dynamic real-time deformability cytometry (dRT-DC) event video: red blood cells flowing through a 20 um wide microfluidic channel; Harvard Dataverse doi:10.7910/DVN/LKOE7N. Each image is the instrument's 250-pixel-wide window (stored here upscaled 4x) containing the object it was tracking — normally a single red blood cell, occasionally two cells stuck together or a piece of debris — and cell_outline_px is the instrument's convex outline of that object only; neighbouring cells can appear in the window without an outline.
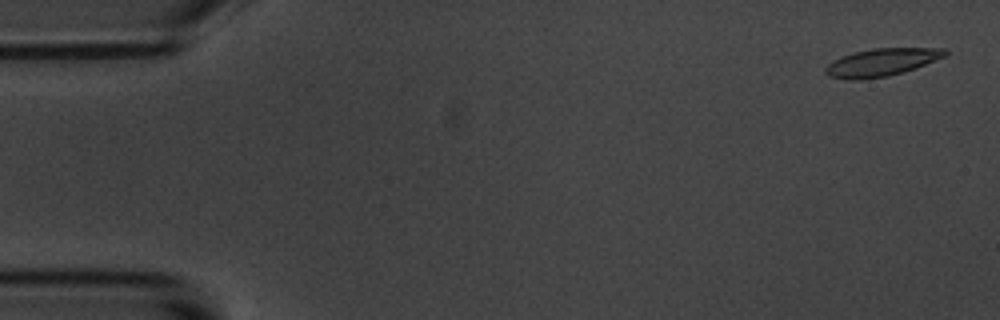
{"species": "common noctule bat (a hibernating species)", "species_latin": "Nyctalus noctula", "temperature_condition": "room temperature", "stored_images_in_passage": 15, "camera_frame_rate_fps": 3000, "um_per_image_px": 0.085, "animal": {"sex": "male", "body_mass_g": 20.1, "forearm_length_mm": 53.5}, "frame": {"image": 1, "passage_image": 1, "time_ms": 0.0, "image_size_px": [1000, 320], "cell_outline_px": [[948, 52], [944, 56], [916, 68], [904, 72], [888, 76], [860, 80], [848, 80], [828, 76], [824, 72], [824, 68], [828, 64], [852, 52], [872, 48], [948, 48]], "centroid_in_image_um": [74.92, 5.3], "position_along_channel_um": 10.1, "area_um2": 19.31}}
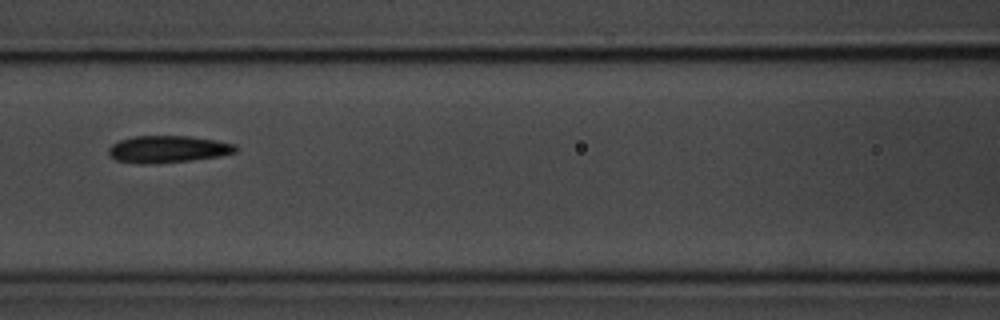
{"frame": {"image": 2, "passage_image": 7, "time_ms": 7.667, "image_size_px": [1000, 320], "cell_outline_px": [[236, 152], [220, 156], [192, 160], [156, 164], [140, 164], [116, 160], [108, 152], [108, 148], [112, 144], [120, 140], [132, 136], [188, 136], [216, 140], [236, 144]], "centroid_in_image_um": [14.27, 12.68], "position_along_channel_um": 152.3, "area_um2": 20.11}}
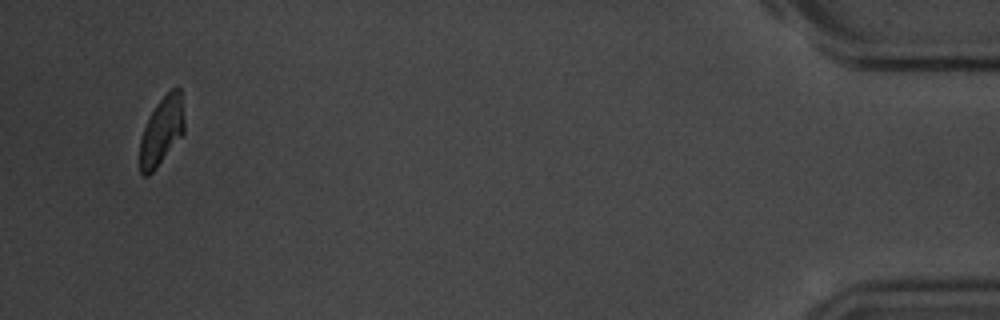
{"frame": {"image": 3, "passage_image": 15, "time_ms": 17.667, "image_size_px": [1000, 320], "cell_outline_px": [[184, 132], [156, 168], [148, 176], [144, 176], [140, 172], [140, 140], [144, 128], [156, 104], [176, 84], [180, 88], [184, 120]], "centroid_in_image_um": [13.74, 11.12], "position_along_channel_um": 421.5, "area_um2": 17.4}, "authors_computed_cell_mechanics": {"area_um2": 19.4786, "velocity_mm_per_s": 3.4922, "shape_relaxation_time_tau1_ms": 2.7808, "shape_relaxation_time_tau2_ms": 2.6684, "deformation_change_tau1": 0.0994, "deformation_change_tau2": 0.0718}}